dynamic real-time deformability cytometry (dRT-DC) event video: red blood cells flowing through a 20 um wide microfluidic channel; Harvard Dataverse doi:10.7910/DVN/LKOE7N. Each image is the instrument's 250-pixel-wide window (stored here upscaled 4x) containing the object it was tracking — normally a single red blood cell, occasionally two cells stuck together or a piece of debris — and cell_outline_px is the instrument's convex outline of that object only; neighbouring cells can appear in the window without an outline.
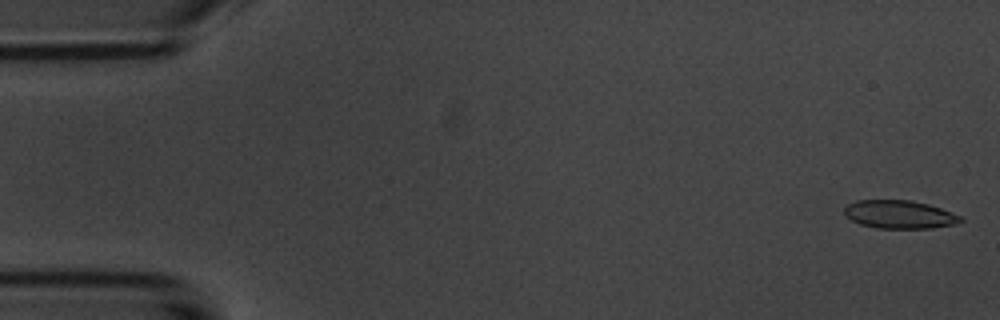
{"species": "common noctule bat (a hibernating species)", "species_latin": "Nyctalus noctula", "temperature_condition": "room temperature", "stored_images_in_passage": 16, "camera_frame_rate_fps": 3000, "um_per_image_px": 0.085, "animal": {"sex": "male", "body_mass_g": 20.1, "forearm_length_mm": 53.5}, "frame": {"image": 1, "passage_image": 1, "time_ms": 0.0, "image_size_px": [1000, 320], "cell_outline_px": [[964, 220], [956, 224], [932, 228], [876, 228], [860, 224], [852, 220], [844, 212], [844, 208], [848, 204], [856, 200], [908, 200], [928, 204], [964, 216]], "centroid_in_image_um": [76.5, 18.23], "position_along_channel_um": 8.5, "area_um2": 19.13}}
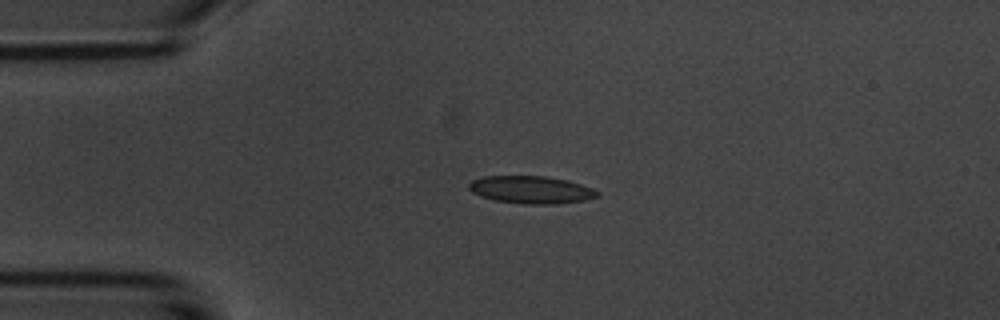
{"frame": {"image": 2, "passage_image": 12, "time_ms": 3.667, "image_size_px": [1000, 320], "cell_outline_px": [[600, 196], [584, 200], [556, 204], [524, 204], [496, 200], [480, 196], [472, 192], [468, 188], [468, 184], [472, 180], [484, 176], [544, 176], [568, 180], [592, 188], [600, 192]], "centroid_in_image_um": [45.15, 16.13], "position_along_channel_um": 39.9, "area_um2": 20.63}}